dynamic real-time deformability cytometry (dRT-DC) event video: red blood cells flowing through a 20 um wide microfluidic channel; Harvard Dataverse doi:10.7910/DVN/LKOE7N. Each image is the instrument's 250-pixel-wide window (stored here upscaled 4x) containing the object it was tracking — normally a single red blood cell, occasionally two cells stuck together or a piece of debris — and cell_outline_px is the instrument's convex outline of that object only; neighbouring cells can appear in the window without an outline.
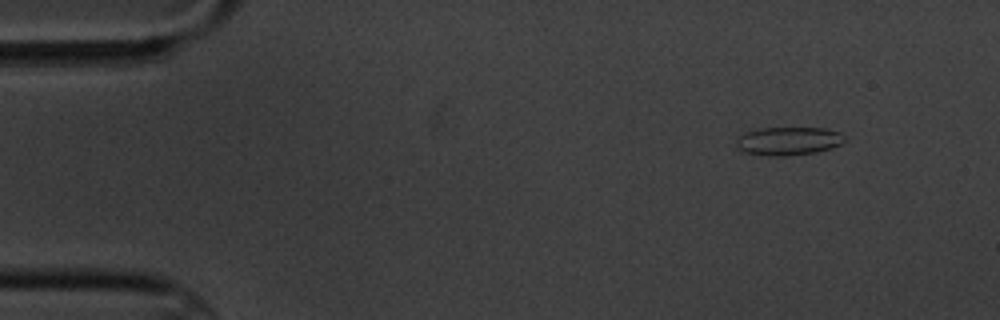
{"species": "common noctule bat (a hibernating species)", "species_latin": "Nyctalus noctula", "temperature_condition": "cold", "stored_images_in_passage": 7, "segment_of_instrument_passage": [2, 2], "camera_frame_rate_fps": 3000, "um_per_image_px": 0.085, "animal": {"sex": "male", "body_mass_g": 20.1, "forearm_length_mm": 53.5}, "frame": {"image": 1, "passage_image": 7, "time_ms": 7.0, "image_size_px": [1000, 320], "cell_outline_px": [[844, 140], [840, 144], [832, 148], [816, 152], [784, 156], [768, 156], [744, 152], [736, 148], [736, 140], [744, 132], [760, 128], [824, 128], [840, 132], [844, 136]], "centroid_in_image_um": [66.98, 11.99], "position_along_channel_um": 18.0, "area_um2": 17.92}}